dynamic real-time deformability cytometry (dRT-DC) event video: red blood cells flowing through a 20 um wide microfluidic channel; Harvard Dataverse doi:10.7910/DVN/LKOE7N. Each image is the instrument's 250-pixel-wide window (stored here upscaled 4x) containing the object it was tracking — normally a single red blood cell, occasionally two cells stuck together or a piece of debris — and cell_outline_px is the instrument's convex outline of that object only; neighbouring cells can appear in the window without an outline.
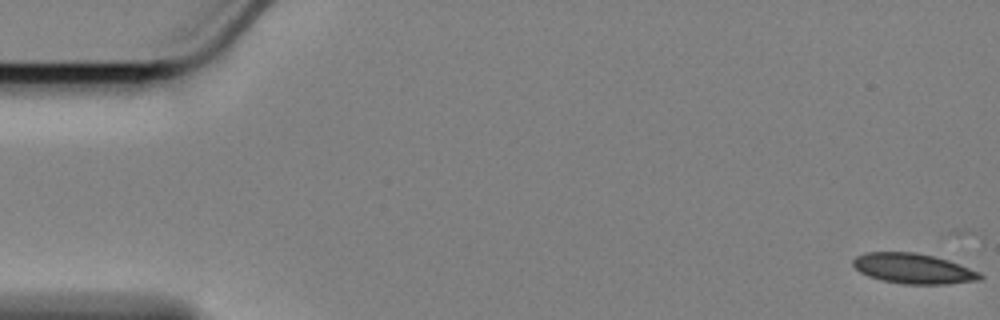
{"species": "Egyptian fruit bat (a non-hibernating species)", "species_latin": "Rousettus aegyptiacus", "temperature_condition": "cold", "stored_images_in_passage": 13, "camera_frame_rate_fps": 3000, "um_per_image_px": 0.085, "animal": {"sex": "female"}, "frame": {"image": 1, "passage_image": 1, "time_ms": 0.0, "image_size_px": [1000, 320], "cell_outline_px": [[984, 276], [980, 280], [948, 284], [904, 284], [884, 280], [868, 276], [860, 272], [852, 264], [852, 260], [856, 256], [868, 252], [916, 252], [948, 260], [960, 264], [980, 272]], "centroid_in_image_um": [77.65, 22.83], "position_along_channel_um": 7.3, "area_um2": 22.31}}